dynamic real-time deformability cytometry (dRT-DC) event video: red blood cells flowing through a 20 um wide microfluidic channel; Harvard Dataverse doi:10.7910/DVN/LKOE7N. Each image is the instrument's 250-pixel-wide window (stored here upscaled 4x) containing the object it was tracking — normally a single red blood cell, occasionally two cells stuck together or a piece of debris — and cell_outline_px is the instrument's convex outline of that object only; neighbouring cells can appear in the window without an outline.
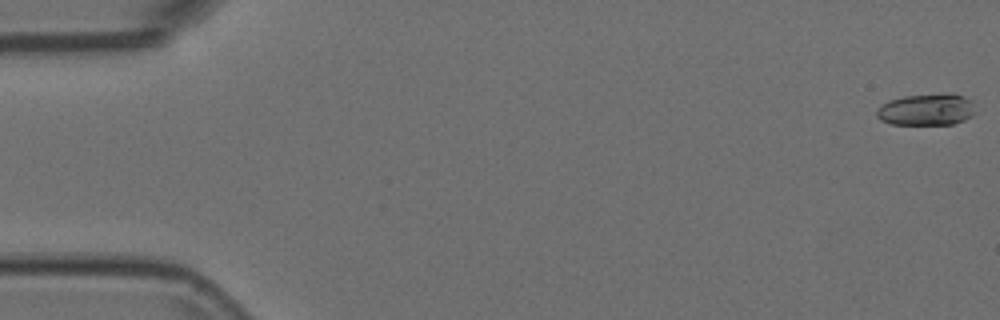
{"species": "Egyptian fruit bat (a non-hibernating species)", "species_latin": "Rousettus aegyptiacus", "temperature_condition": "room temperature", "stored_images_in_passage": 12, "camera_frame_rate_fps": 3000, "um_per_image_px": 0.085, "animal": {"sex": "female"}, "frame": {"image": 1, "passage_image": 1, "time_ms": 0.0, "image_size_px": [1000, 320], "cell_outline_px": [[972, 116], [964, 120], [952, 124], [892, 124], [880, 120], [876, 116], [876, 112], [888, 100], [904, 96], [952, 92], [964, 96], [972, 100]], "centroid_in_image_um": [78.76, 9.3], "position_along_channel_um": 6.2, "area_um2": 18.21}}